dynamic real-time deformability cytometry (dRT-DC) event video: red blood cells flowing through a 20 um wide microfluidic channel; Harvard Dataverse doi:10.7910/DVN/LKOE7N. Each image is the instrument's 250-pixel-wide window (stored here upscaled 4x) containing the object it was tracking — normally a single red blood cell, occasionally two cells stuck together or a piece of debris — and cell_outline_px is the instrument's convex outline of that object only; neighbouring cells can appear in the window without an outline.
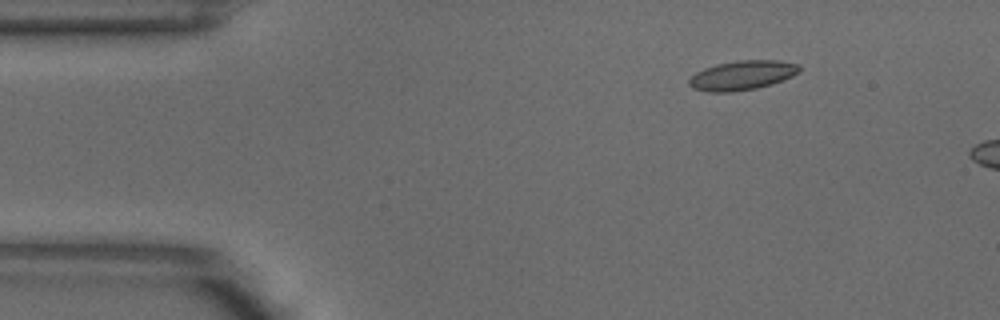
{"species": "common noctule bat (a hibernating species)", "species_latin": "Nyctalus noctula", "temperature_condition": "warm", "stored_images_in_passage": 3, "camera_frame_rate_fps": 3000, "um_per_image_px": 0.085, "animal": {"sex": "male", "body_mass_g": 18.8}, "frame": {"image": 1, "passage_image": 1, "time_ms": 0.0, "image_size_px": [1000, 320], "cell_outline_px": [[800, 72], [792, 76], [772, 84], [756, 88], [732, 92], [708, 92], [692, 88], [688, 84], [688, 80], [696, 72], [704, 68], [716, 64], [736, 60], [780, 60], [800, 64]], "centroid_in_image_um": [63.09, 6.39], "position_along_channel_um": 21.9, "area_um2": 19.07}}